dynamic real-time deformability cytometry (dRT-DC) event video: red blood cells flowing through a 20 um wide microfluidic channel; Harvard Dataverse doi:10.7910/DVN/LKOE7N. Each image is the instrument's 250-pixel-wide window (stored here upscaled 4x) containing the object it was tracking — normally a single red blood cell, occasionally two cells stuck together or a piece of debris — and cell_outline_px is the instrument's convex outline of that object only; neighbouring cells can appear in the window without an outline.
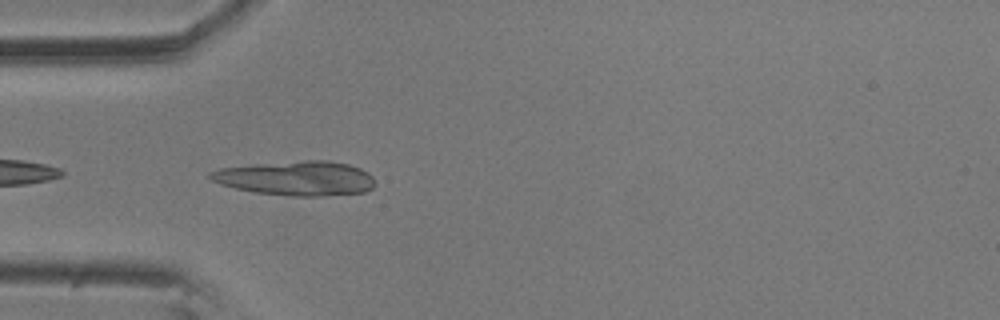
{"species": "common noctule bat (a hibernating species)", "species_latin": "Nyctalus noctula", "temperature_condition": "room temperature", "stored_images_in_passage": 4, "camera_frame_rate_fps": 3000, "um_per_image_px": 0.085, "animal": {"sex": "male", "body_mass_g": 20.5, "forearm_length_mm": 52.5}, "frame": {"image": 1, "passage_image": 2, "time_ms": 0.333, "image_size_px": [1000, 320], "cell_outline_px": [[376, 184], [372, 188], [364, 192], [324, 196], [292, 196], [256, 192], [236, 188], [220, 184], [212, 180], [208, 176], [208, 172], [220, 168], [252, 164], [304, 160], [328, 160], [348, 164], [360, 168], [368, 172], [372, 176]], "centroid_in_image_um": [25.19, 15.14], "position_along_channel_um": 59.8, "area_um2": 33.23}}